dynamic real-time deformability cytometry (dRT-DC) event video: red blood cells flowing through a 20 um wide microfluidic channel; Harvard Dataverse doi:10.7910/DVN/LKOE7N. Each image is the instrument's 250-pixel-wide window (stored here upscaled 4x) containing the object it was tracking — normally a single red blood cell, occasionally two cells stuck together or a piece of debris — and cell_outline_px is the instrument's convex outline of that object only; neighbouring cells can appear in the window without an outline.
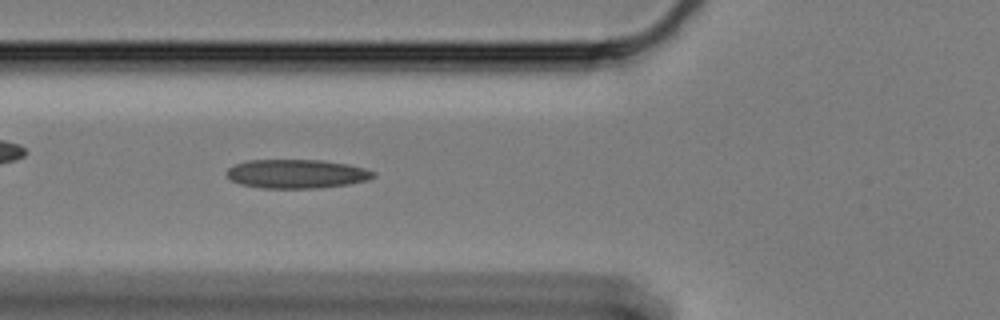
{"species": "Egyptian fruit bat (a non-hibernating species)", "species_latin": "Rousettus aegyptiacus", "temperature_condition": "cold", "stored_images_in_passage": 48, "camera_frame_rate_fps": 3000, "um_per_image_px": 0.085, "animal": {"sex": "female"}, "frame": {"image": 1, "passage_image": 10, "time_ms": 3.0, "image_size_px": [1000, 320], "cell_outline_px": [[376, 176], [368, 180], [348, 184], [320, 188], [260, 188], [240, 184], [232, 180], [224, 172], [228, 168], [236, 164], [248, 160], [324, 160], [348, 164], [364, 168], [376, 172]], "centroid_in_image_um": [25.23, 14.78], "position_along_channel_um": 100.6, "area_um2": 24.85}}
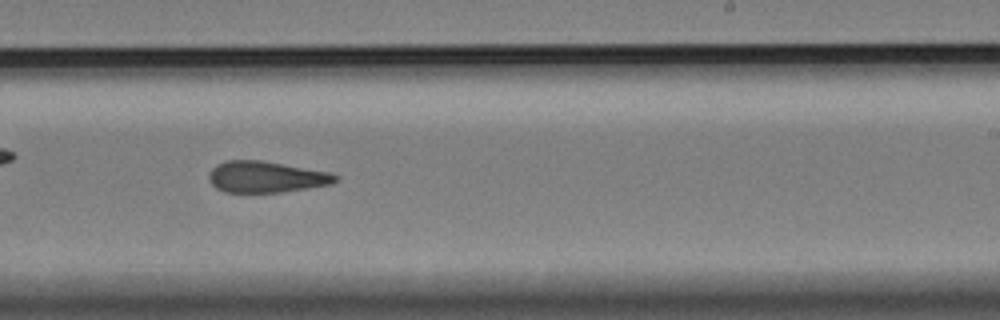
{"frame": {"image": 2, "passage_image": 25, "time_ms": 8.0, "image_size_px": [1000, 320], "cell_outline_px": [[340, 180], [332, 184], [280, 192], [224, 192], [216, 188], [208, 180], [208, 176], [212, 168], [216, 164], [228, 160], [260, 160], [328, 172], [340, 176]], "centroid_in_image_um": [22.61, 15.04], "position_along_channel_um": 266.4, "area_um2": 23.0}}
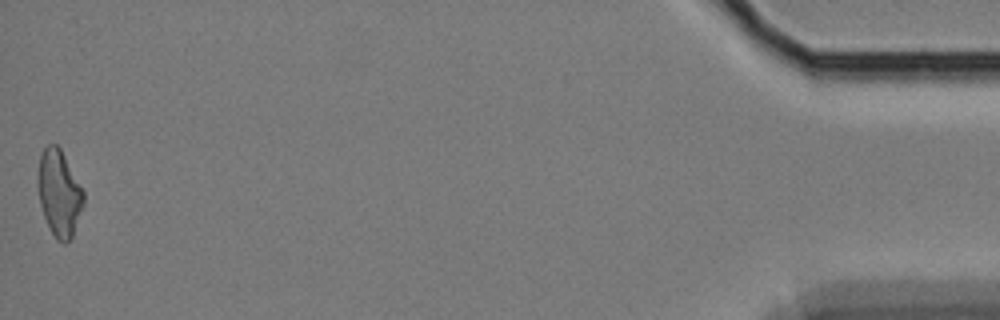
{"frame": {"image": 3, "passage_image": 48, "time_ms": 15.667, "image_size_px": [1000, 320], "cell_outline_px": [[84, 204], [72, 236], [64, 244], [56, 240], [44, 216], [40, 204], [36, 180], [40, 156], [44, 148], [48, 144], [56, 144], [60, 148], [84, 192]], "centroid_in_image_um": [5.01, 16.41], "position_along_channel_um": 430.2, "area_um2": 22.83}, "authors_computed_cell_mechanics": {"area_um2": 23.4957, "velocity_mm_per_s": 3.3076, "shape_relaxation_time_tau1_ms": null, "shape_relaxation_time_tau2_ms": 5.1554, "deformation_change_tau1": null, "deformation_change_tau2": 0.1507}}